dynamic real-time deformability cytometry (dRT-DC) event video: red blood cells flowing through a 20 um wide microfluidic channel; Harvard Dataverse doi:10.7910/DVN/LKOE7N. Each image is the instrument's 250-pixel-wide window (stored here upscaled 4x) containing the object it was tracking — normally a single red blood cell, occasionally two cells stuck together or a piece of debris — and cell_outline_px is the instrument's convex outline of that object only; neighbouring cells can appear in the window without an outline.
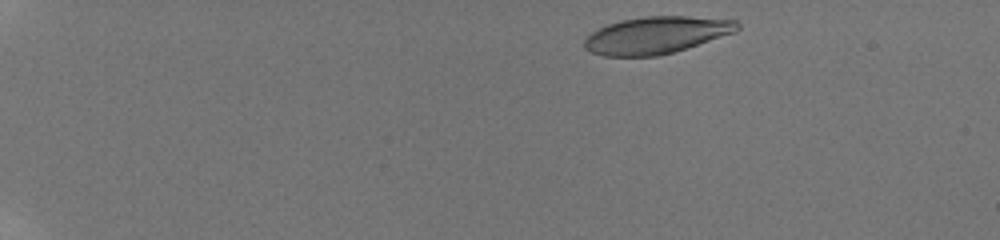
{"species": "human", "species_latin": "Homo sapiens", "temperature_condition": "room temperature", "stored_images_in_passage": 63, "camera_frame_rate_fps": 3000, "um_per_image_px": 0.085, "donor": {"sex": "male"}, "frame": {"image": 1, "passage_image": 2, "time_ms": 0.667, "image_size_px": [1000, 240], "cell_outline_px": [[740, 28], [736, 32], [688, 48], [656, 56], [604, 56], [592, 52], [584, 48], [584, 40], [592, 32], [608, 24], [620, 20], [644, 16], [684, 16], [736, 20], [740, 24]], "centroid_in_image_um": [55.81, 2.98], "position_along_channel_um": 29.2, "area_um2": 33.0}}
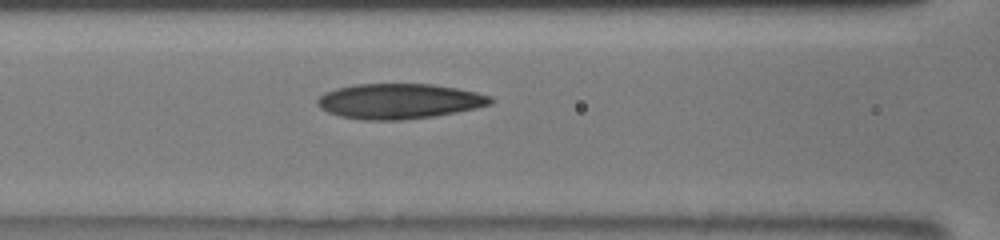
{"frame": {"image": 2, "passage_image": 37, "time_ms": 6.667, "image_size_px": [1000, 240], "cell_outline_px": [[492, 104], [476, 108], [436, 116], [404, 120], [364, 120], [340, 116], [328, 112], [320, 108], [316, 104], [316, 100], [324, 92], [336, 88], [356, 84], [432, 84], [456, 88], [476, 92], [492, 96]], "centroid_in_image_um": [33.91, 8.6], "position_along_channel_um": 132.7, "area_um2": 35.66}}
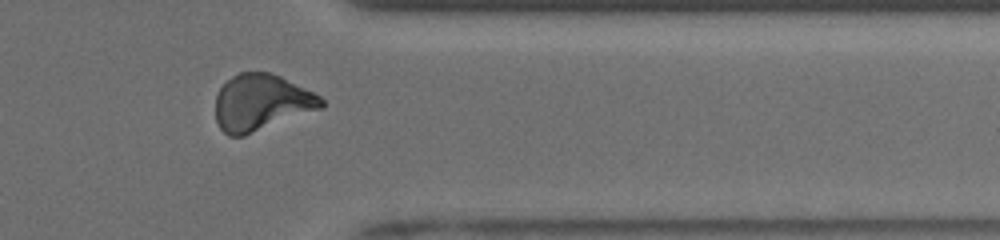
{"frame": {"image": 3, "passage_image": 57, "time_ms": 13.333, "image_size_px": [1000, 240], "cell_outline_px": [[324, 108], [244, 136], [228, 136], [220, 128], [216, 120], [216, 96], [220, 88], [232, 76], [240, 72], [268, 72], [280, 76], [320, 96], [324, 100]], "centroid_in_image_um": [22.22, 8.73], "position_along_channel_um": 389.2, "area_um2": 34.74}, "authors_computed_cell_mechanics": {"area_um2": 33.6396, "velocity_mm_per_s": 3.8932, "shape_relaxation_time_tau1_ms": 9.5872, "shape_relaxation_time_tau2_ms": 2.6713, "deformation_change_tau1": 0.2276, "deformation_change_tau2": 0.0972}}